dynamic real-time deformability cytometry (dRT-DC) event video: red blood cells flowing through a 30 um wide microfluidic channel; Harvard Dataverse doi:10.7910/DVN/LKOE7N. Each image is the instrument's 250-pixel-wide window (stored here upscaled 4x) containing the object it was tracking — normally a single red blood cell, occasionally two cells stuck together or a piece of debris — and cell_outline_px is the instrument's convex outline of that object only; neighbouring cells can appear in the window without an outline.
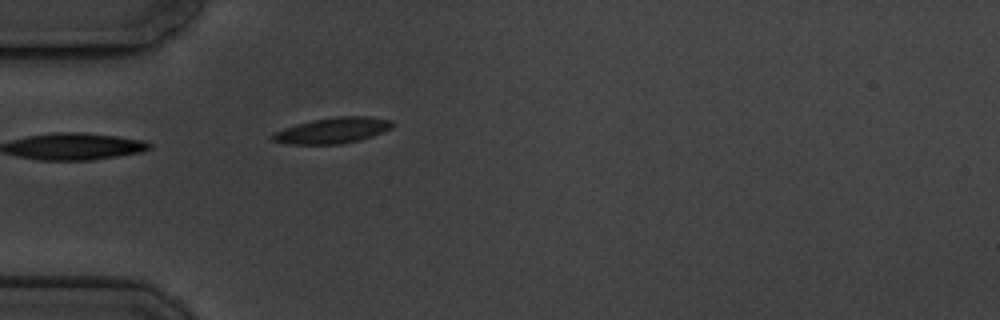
{"species": "common noctule bat (a hibernating species)", "species_latin": "Nyctalus noctula", "temperature_condition": "cold", "stored_images_in_passage": 6, "camera_frame_rate_fps": 3000, "um_per_image_px": 0.085, "animal": {"sex": "male", "body_mass_g": 19.5, "forearm_length_mm": 54.6}, "frame": {"image": 1, "passage_image": 6, "time_ms": 5.667, "image_size_px": [1000, 320], "cell_outline_px": [[392, 128], [372, 136], [360, 140], [340, 144], [288, 144], [272, 140], [268, 136], [272, 132], [296, 124], [312, 120], [336, 116], [368, 116], [392, 120]], "centroid_in_image_um": [28.23, 11.09], "position_along_channel_um": 56.8, "area_um2": 18.15}}